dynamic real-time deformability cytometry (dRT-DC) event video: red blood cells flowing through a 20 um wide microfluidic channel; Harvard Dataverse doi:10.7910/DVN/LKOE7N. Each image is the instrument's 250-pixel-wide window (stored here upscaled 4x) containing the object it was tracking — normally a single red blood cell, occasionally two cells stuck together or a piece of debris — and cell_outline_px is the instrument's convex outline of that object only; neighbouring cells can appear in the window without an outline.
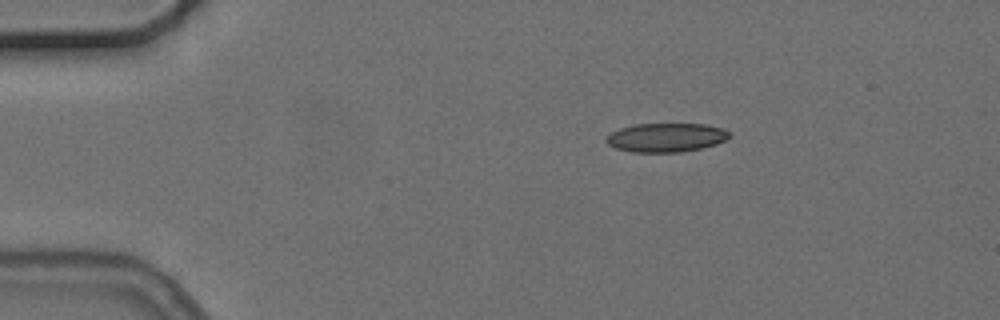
{"species": "common noctule bat (a hibernating species)", "species_latin": "Nyctalus noctula", "temperature_condition": "cold", "stored_images_in_passage": 15, "camera_frame_rate_fps": 3000, "um_per_image_px": 0.085, "animal": {"sex": "female", "body_mass_g": 24.6, "forearm_length_mm": 56.2}, "frame": {"image": 1, "passage_image": 1, "time_ms": 0.0, "image_size_px": [1000, 320], "cell_outline_px": [[732, 136], [716, 144], [700, 148], [680, 152], [632, 152], [616, 148], [608, 144], [604, 140], [612, 132], [620, 128], [632, 124], [704, 124], [724, 128], [732, 132]], "centroid_in_image_um": [56.64, 11.68], "position_along_channel_um": 28.4, "area_um2": 20.81}}
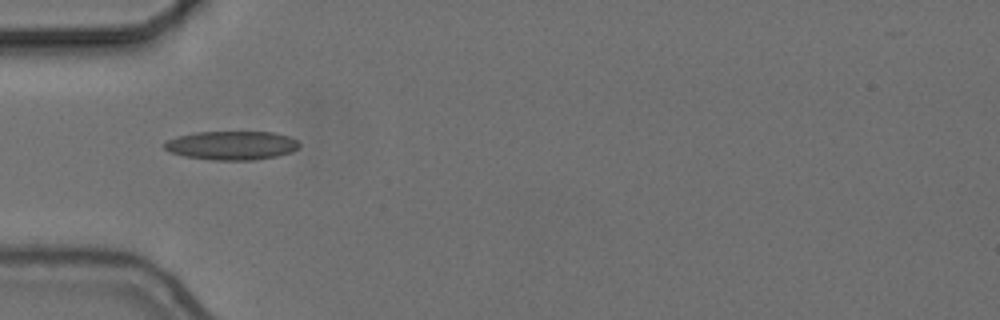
{"frame": {"image": 2, "passage_image": 9, "time_ms": 2.667, "image_size_px": [1000, 320], "cell_outline_px": [[300, 148], [292, 152], [276, 156], [252, 160], [212, 160], [184, 156], [172, 152], [164, 148], [160, 144], [164, 140], [176, 136], [196, 132], [276, 132], [288, 136], [296, 140], [300, 144]], "centroid_in_image_um": [19.66, 12.35], "position_along_channel_um": 65.3, "area_um2": 22.89}}
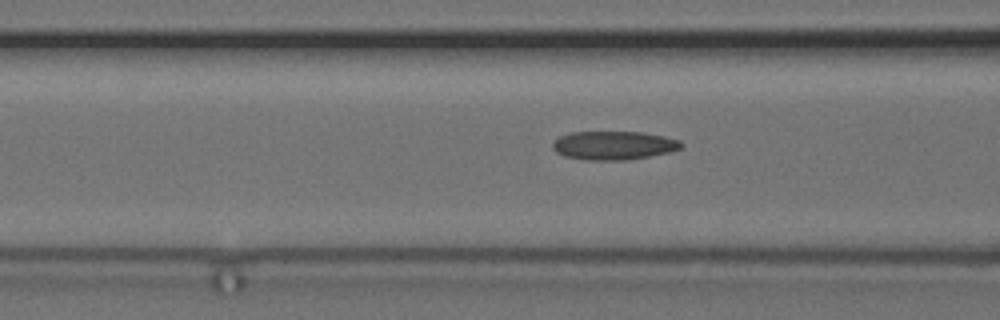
{"frame": {"image": 3, "passage_image": 13, "time_ms": 4.0, "image_size_px": [1000, 320], "cell_outline_px": [[684, 144], [680, 148], [668, 152], [648, 156], [624, 160], [584, 160], [564, 156], [556, 152], [552, 148], [552, 140], [568, 132], [644, 132], [664, 136], [680, 140]], "centroid_in_image_um": [52.11, 12.35], "position_along_channel_um": 114.5, "area_um2": 21.56}}